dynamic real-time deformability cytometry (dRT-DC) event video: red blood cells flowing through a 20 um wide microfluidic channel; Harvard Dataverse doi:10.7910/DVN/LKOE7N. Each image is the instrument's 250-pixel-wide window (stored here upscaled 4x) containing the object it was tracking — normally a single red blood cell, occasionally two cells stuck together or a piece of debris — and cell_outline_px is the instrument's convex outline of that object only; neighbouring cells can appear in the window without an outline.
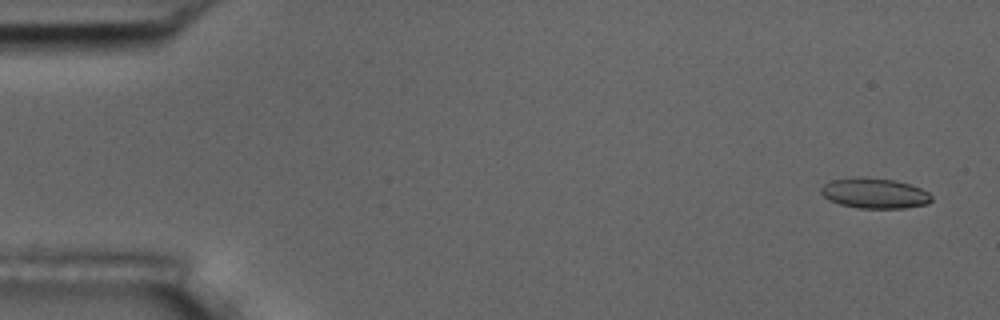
{"species": "common noctule bat (a hibernating species)", "species_latin": "Nyctalus noctula", "temperature_condition": "room temperature", "stored_images_in_passage": 55, "camera_frame_rate_fps": 3000, "um_per_image_px": 0.085, "animal": {"sex": "male", "body_mass_g": 17.5, "forearm_length_mm": 52.3}, "frame": {"image": 1, "passage_image": 3, "time_ms": 0.667, "image_size_px": [1000, 320], "cell_outline_px": [[932, 200], [928, 204], [904, 208], [856, 208], [840, 204], [828, 200], [820, 192], [820, 188], [824, 184], [832, 180], [852, 176], [868, 176], [896, 180], [920, 188], [928, 192], [932, 196]], "centroid_in_image_um": [74.31, 16.41], "position_along_channel_um": 10.7, "area_um2": 19.88}}
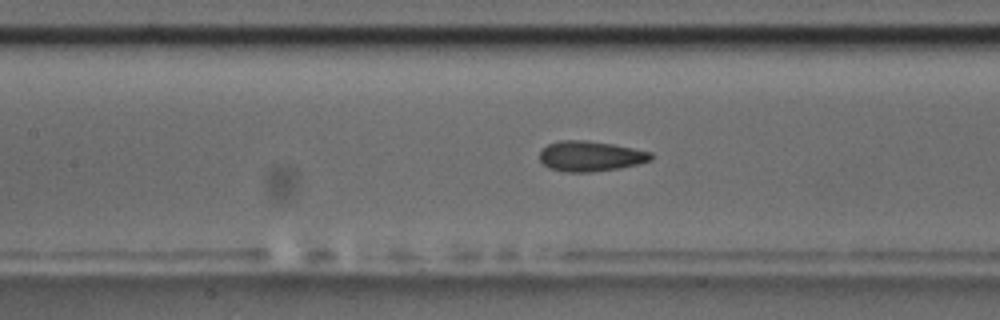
{"frame": {"image": 2, "passage_image": 25, "time_ms": 8.0, "image_size_px": [1000, 320], "cell_outline_px": [[652, 160], [620, 168], [592, 172], [564, 172], [548, 168], [540, 160], [540, 152], [548, 144], [560, 140], [584, 140], [612, 144], [652, 152]], "centroid_in_image_um": [50.17, 13.28], "position_along_channel_um": 157.2, "area_um2": 19.59}}
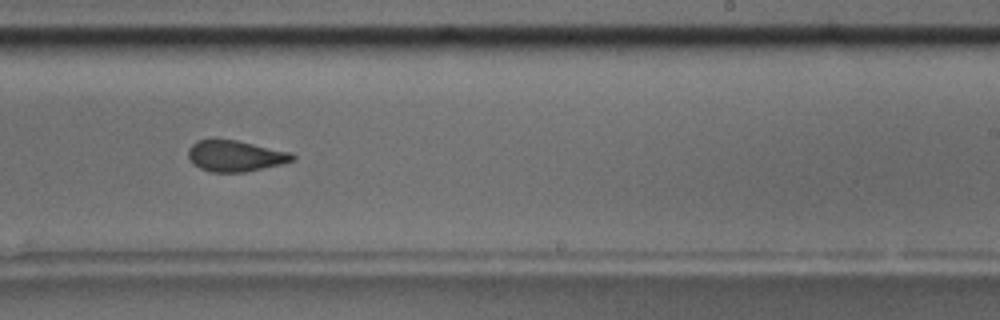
{"frame": {"image": 3, "passage_image": 34, "time_ms": 11.0, "image_size_px": [1000, 320], "cell_outline_px": [[296, 156], [292, 160], [280, 164], [244, 172], [212, 172], [200, 168], [192, 164], [188, 156], [188, 148], [196, 140], [236, 140], [292, 152]], "centroid_in_image_um": [19.98, 13.25], "position_along_channel_um": 269.0, "area_um2": 18.73}, "authors_computed_cell_mechanics": {"area_um2": 19.5364, "velocity_mm_per_s": 3.7541, "shape_relaxation_time_tau1_ms": 5.437, "shape_relaxation_time_tau2_ms": 1.4205, "deformation_change_tau1": 0.1309, "deformation_change_tau2": 0.0773}}